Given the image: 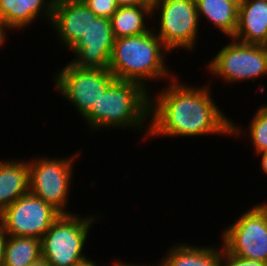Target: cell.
<instances>
[{"label": "cell", "instance_id": "cell-1", "mask_svg": "<svg viewBox=\"0 0 267 266\" xmlns=\"http://www.w3.org/2000/svg\"><path fill=\"white\" fill-rule=\"evenodd\" d=\"M178 78L176 75L162 91L150 95L148 139L204 134L231 136V119L215 103L211 86L187 85Z\"/></svg>", "mask_w": 267, "mask_h": 266}, {"label": "cell", "instance_id": "cell-2", "mask_svg": "<svg viewBox=\"0 0 267 266\" xmlns=\"http://www.w3.org/2000/svg\"><path fill=\"white\" fill-rule=\"evenodd\" d=\"M168 52L171 53L151 27L145 34L116 38L108 70L116 79L136 82L150 91L149 81L176 77L165 62Z\"/></svg>", "mask_w": 267, "mask_h": 266}, {"label": "cell", "instance_id": "cell-3", "mask_svg": "<svg viewBox=\"0 0 267 266\" xmlns=\"http://www.w3.org/2000/svg\"><path fill=\"white\" fill-rule=\"evenodd\" d=\"M142 85L133 81L116 79L105 91L97 104L83 116L91 132L105 129L135 128L149 135L150 94ZM122 127V128H121ZM100 129V130H99ZM145 129V130H144ZM146 135V137H145Z\"/></svg>", "mask_w": 267, "mask_h": 266}, {"label": "cell", "instance_id": "cell-4", "mask_svg": "<svg viewBox=\"0 0 267 266\" xmlns=\"http://www.w3.org/2000/svg\"><path fill=\"white\" fill-rule=\"evenodd\" d=\"M99 216L61 214L41 238V257L50 266H75L87 259L83 253L86 239Z\"/></svg>", "mask_w": 267, "mask_h": 266}, {"label": "cell", "instance_id": "cell-5", "mask_svg": "<svg viewBox=\"0 0 267 266\" xmlns=\"http://www.w3.org/2000/svg\"><path fill=\"white\" fill-rule=\"evenodd\" d=\"M80 153L79 150L66 158H50L46 155L28 160L29 191L50 204L60 214H72L66 207L70 202V184L75 174L73 166Z\"/></svg>", "mask_w": 267, "mask_h": 266}, {"label": "cell", "instance_id": "cell-6", "mask_svg": "<svg viewBox=\"0 0 267 266\" xmlns=\"http://www.w3.org/2000/svg\"><path fill=\"white\" fill-rule=\"evenodd\" d=\"M206 65L209 74L225 83L256 81L267 75V46L245 44L230 38Z\"/></svg>", "mask_w": 267, "mask_h": 266}, {"label": "cell", "instance_id": "cell-7", "mask_svg": "<svg viewBox=\"0 0 267 266\" xmlns=\"http://www.w3.org/2000/svg\"><path fill=\"white\" fill-rule=\"evenodd\" d=\"M158 11L159 28L153 31H157L155 34L171 53L182 48L187 52L194 51L201 21L195 0H161L152 9V16L156 17Z\"/></svg>", "mask_w": 267, "mask_h": 266}, {"label": "cell", "instance_id": "cell-8", "mask_svg": "<svg viewBox=\"0 0 267 266\" xmlns=\"http://www.w3.org/2000/svg\"><path fill=\"white\" fill-rule=\"evenodd\" d=\"M222 232L227 252L267 263V202L251 206Z\"/></svg>", "mask_w": 267, "mask_h": 266}, {"label": "cell", "instance_id": "cell-9", "mask_svg": "<svg viewBox=\"0 0 267 266\" xmlns=\"http://www.w3.org/2000/svg\"><path fill=\"white\" fill-rule=\"evenodd\" d=\"M59 69L54 74V86L82 117L116 80L108 69H78L70 62Z\"/></svg>", "mask_w": 267, "mask_h": 266}, {"label": "cell", "instance_id": "cell-10", "mask_svg": "<svg viewBox=\"0 0 267 266\" xmlns=\"http://www.w3.org/2000/svg\"><path fill=\"white\" fill-rule=\"evenodd\" d=\"M61 214L32 192H27L0 213V224L8 236L40 239Z\"/></svg>", "mask_w": 267, "mask_h": 266}, {"label": "cell", "instance_id": "cell-11", "mask_svg": "<svg viewBox=\"0 0 267 266\" xmlns=\"http://www.w3.org/2000/svg\"><path fill=\"white\" fill-rule=\"evenodd\" d=\"M114 40L110 19L98 17L67 50L75 55L70 63L78 69H108Z\"/></svg>", "mask_w": 267, "mask_h": 266}, {"label": "cell", "instance_id": "cell-12", "mask_svg": "<svg viewBox=\"0 0 267 266\" xmlns=\"http://www.w3.org/2000/svg\"><path fill=\"white\" fill-rule=\"evenodd\" d=\"M97 18L81 0H55L50 25L59 43L70 49Z\"/></svg>", "mask_w": 267, "mask_h": 266}, {"label": "cell", "instance_id": "cell-13", "mask_svg": "<svg viewBox=\"0 0 267 266\" xmlns=\"http://www.w3.org/2000/svg\"><path fill=\"white\" fill-rule=\"evenodd\" d=\"M245 44L267 46V0H241L232 37Z\"/></svg>", "mask_w": 267, "mask_h": 266}, {"label": "cell", "instance_id": "cell-14", "mask_svg": "<svg viewBox=\"0 0 267 266\" xmlns=\"http://www.w3.org/2000/svg\"><path fill=\"white\" fill-rule=\"evenodd\" d=\"M55 0H0V21L12 31L23 30L40 17L51 22ZM32 23V24H31Z\"/></svg>", "mask_w": 267, "mask_h": 266}, {"label": "cell", "instance_id": "cell-15", "mask_svg": "<svg viewBox=\"0 0 267 266\" xmlns=\"http://www.w3.org/2000/svg\"><path fill=\"white\" fill-rule=\"evenodd\" d=\"M21 160L0 161V213L29 192L28 160Z\"/></svg>", "mask_w": 267, "mask_h": 266}, {"label": "cell", "instance_id": "cell-16", "mask_svg": "<svg viewBox=\"0 0 267 266\" xmlns=\"http://www.w3.org/2000/svg\"><path fill=\"white\" fill-rule=\"evenodd\" d=\"M166 256L158 260L159 266H220L222 246H197L175 243Z\"/></svg>", "mask_w": 267, "mask_h": 266}, {"label": "cell", "instance_id": "cell-17", "mask_svg": "<svg viewBox=\"0 0 267 266\" xmlns=\"http://www.w3.org/2000/svg\"><path fill=\"white\" fill-rule=\"evenodd\" d=\"M241 0H195L199 20L207 21L228 38H232L238 23V8Z\"/></svg>", "mask_w": 267, "mask_h": 266}, {"label": "cell", "instance_id": "cell-18", "mask_svg": "<svg viewBox=\"0 0 267 266\" xmlns=\"http://www.w3.org/2000/svg\"><path fill=\"white\" fill-rule=\"evenodd\" d=\"M149 17L153 18L152 9L148 6L142 4L119 6L110 18L114 38L145 34L151 30L146 23Z\"/></svg>", "mask_w": 267, "mask_h": 266}, {"label": "cell", "instance_id": "cell-19", "mask_svg": "<svg viewBox=\"0 0 267 266\" xmlns=\"http://www.w3.org/2000/svg\"><path fill=\"white\" fill-rule=\"evenodd\" d=\"M40 257V239L25 236H8L2 266H28Z\"/></svg>", "mask_w": 267, "mask_h": 266}, {"label": "cell", "instance_id": "cell-20", "mask_svg": "<svg viewBox=\"0 0 267 266\" xmlns=\"http://www.w3.org/2000/svg\"><path fill=\"white\" fill-rule=\"evenodd\" d=\"M234 123L231 120V136H238L239 138L241 135L246 137V134H249L250 140L252 141L253 148L255 149V154H259L263 151H267V104L262 105L256 110L255 115L252 117L248 132L245 128L244 130L238 126L240 124ZM240 127V128H239ZM247 133H246V132Z\"/></svg>", "mask_w": 267, "mask_h": 266}, {"label": "cell", "instance_id": "cell-21", "mask_svg": "<svg viewBox=\"0 0 267 266\" xmlns=\"http://www.w3.org/2000/svg\"><path fill=\"white\" fill-rule=\"evenodd\" d=\"M85 6L93 11L98 17L111 18L119 5L116 0H81Z\"/></svg>", "mask_w": 267, "mask_h": 266}, {"label": "cell", "instance_id": "cell-22", "mask_svg": "<svg viewBox=\"0 0 267 266\" xmlns=\"http://www.w3.org/2000/svg\"><path fill=\"white\" fill-rule=\"evenodd\" d=\"M220 266H267V263L233 255L227 252L222 246Z\"/></svg>", "mask_w": 267, "mask_h": 266}, {"label": "cell", "instance_id": "cell-23", "mask_svg": "<svg viewBox=\"0 0 267 266\" xmlns=\"http://www.w3.org/2000/svg\"><path fill=\"white\" fill-rule=\"evenodd\" d=\"M7 238H8V235L4 231L2 225L0 224V266L3 265Z\"/></svg>", "mask_w": 267, "mask_h": 266}, {"label": "cell", "instance_id": "cell-24", "mask_svg": "<svg viewBox=\"0 0 267 266\" xmlns=\"http://www.w3.org/2000/svg\"><path fill=\"white\" fill-rule=\"evenodd\" d=\"M11 31L4 23L0 21V48L4 45L7 38L6 33Z\"/></svg>", "mask_w": 267, "mask_h": 266}, {"label": "cell", "instance_id": "cell-25", "mask_svg": "<svg viewBox=\"0 0 267 266\" xmlns=\"http://www.w3.org/2000/svg\"><path fill=\"white\" fill-rule=\"evenodd\" d=\"M256 156H259V157L261 156L260 157L261 158L260 167H261L263 173L267 175V151H263L259 154H256Z\"/></svg>", "mask_w": 267, "mask_h": 266}, {"label": "cell", "instance_id": "cell-26", "mask_svg": "<svg viewBox=\"0 0 267 266\" xmlns=\"http://www.w3.org/2000/svg\"><path fill=\"white\" fill-rule=\"evenodd\" d=\"M125 261H120V260H114V262H111L112 264V266H155V264L154 265H151V264H149V265H137V264H131L130 262L128 263H124Z\"/></svg>", "mask_w": 267, "mask_h": 266}, {"label": "cell", "instance_id": "cell-27", "mask_svg": "<svg viewBox=\"0 0 267 266\" xmlns=\"http://www.w3.org/2000/svg\"><path fill=\"white\" fill-rule=\"evenodd\" d=\"M160 1L161 0H138V3L153 9Z\"/></svg>", "mask_w": 267, "mask_h": 266}, {"label": "cell", "instance_id": "cell-28", "mask_svg": "<svg viewBox=\"0 0 267 266\" xmlns=\"http://www.w3.org/2000/svg\"><path fill=\"white\" fill-rule=\"evenodd\" d=\"M116 2L119 6H133L139 4L138 0H116Z\"/></svg>", "mask_w": 267, "mask_h": 266}, {"label": "cell", "instance_id": "cell-29", "mask_svg": "<svg viewBox=\"0 0 267 266\" xmlns=\"http://www.w3.org/2000/svg\"><path fill=\"white\" fill-rule=\"evenodd\" d=\"M75 266H99V264L97 265L96 262H94L93 260L90 259V257H88L87 259L76 264ZM103 266H105V265H103ZM106 266H108V265H106Z\"/></svg>", "mask_w": 267, "mask_h": 266}, {"label": "cell", "instance_id": "cell-30", "mask_svg": "<svg viewBox=\"0 0 267 266\" xmlns=\"http://www.w3.org/2000/svg\"><path fill=\"white\" fill-rule=\"evenodd\" d=\"M28 266H50V264L43 257H40L38 260L30 263Z\"/></svg>", "mask_w": 267, "mask_h": 266}]
</instances>
